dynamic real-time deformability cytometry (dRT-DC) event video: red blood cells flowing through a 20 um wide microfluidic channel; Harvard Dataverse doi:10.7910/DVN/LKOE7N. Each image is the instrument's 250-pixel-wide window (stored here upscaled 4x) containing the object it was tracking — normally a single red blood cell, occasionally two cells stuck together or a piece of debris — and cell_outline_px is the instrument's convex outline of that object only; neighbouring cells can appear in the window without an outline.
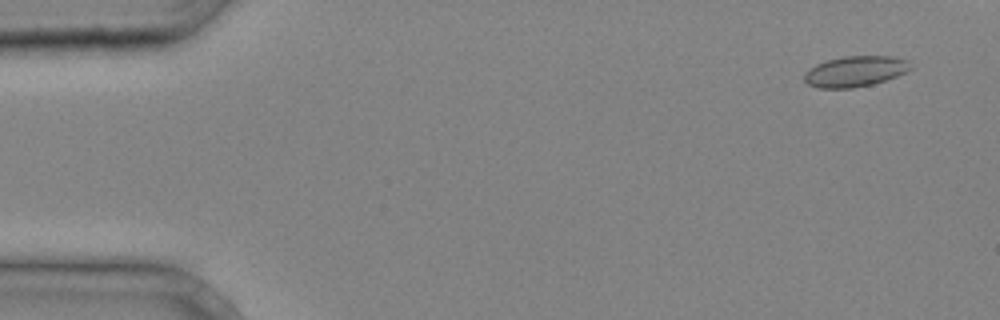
{"species": "common noctule bat (a hibernating species)", "species_latin": "Nyctalus noctula", "temperature_condition": "cold", "stored_images_in_passage": 7, "camera_frame_rate_fps": 3000, "um_per_image_px": 0.085, "animal": {"sex": "male", "body_mass_g": 20.4}, "frame": {"image": 1, "passage_image": 1, "time_ms": 0.0, "image_size_px": [1000, 320], "cell_outline_px": [[912, 68], [896, 76], [872, 84], [852, 88], [816, 88], [808, 84], [804, 80], [804, 72], [808, 68], [816, 64], [828, 60], [844, 56], [892, 56], [908, 60]], "centroid_in_image_um": [72.65, 6.06], "position_along_channel_um": 12.4, "area_um2": 18.96}}